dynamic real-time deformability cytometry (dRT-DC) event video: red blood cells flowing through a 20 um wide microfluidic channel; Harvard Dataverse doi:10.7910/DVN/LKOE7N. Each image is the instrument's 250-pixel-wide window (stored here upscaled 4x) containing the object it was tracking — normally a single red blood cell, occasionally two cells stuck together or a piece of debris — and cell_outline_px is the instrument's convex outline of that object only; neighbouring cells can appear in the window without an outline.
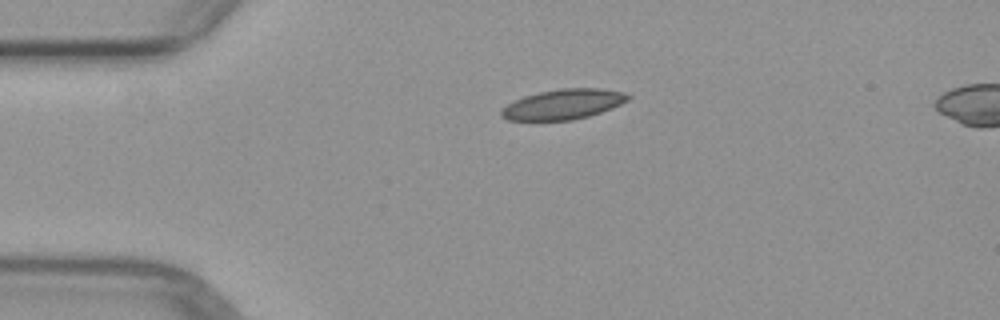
{"species": "common noctule bat (a hibernating species)", "species_latin": "Nyctalus noctula", "temperature_condition": "warm", "stored_images_in_passage": 3, "segment_of_instrument_passage": [1, 2], "camera_frame_rate_fps": 3000, "um_per_image_px": 0.085, "animal": {"sex": "female", "body_mass_g": 29.2, "forearm_length_mm": 56.3}, "frame": {"image": 1, "passage_image": 1, "time_ms": 0.0, "image_size_px": [1000, 320], "cell_outline_px": [[632, 96], [628, 100], [612, 108], [588, 116], [572, 120], [508, 120], [500, 116], [500, 112], [508, 104], [524, 96], [540, 92], [560, 88], [600, 88], [624, 92]], "centroid_in_image_um": [47.9, 8.86], "position_along_channel_um": 37.1, "area_um2": 22.08}}